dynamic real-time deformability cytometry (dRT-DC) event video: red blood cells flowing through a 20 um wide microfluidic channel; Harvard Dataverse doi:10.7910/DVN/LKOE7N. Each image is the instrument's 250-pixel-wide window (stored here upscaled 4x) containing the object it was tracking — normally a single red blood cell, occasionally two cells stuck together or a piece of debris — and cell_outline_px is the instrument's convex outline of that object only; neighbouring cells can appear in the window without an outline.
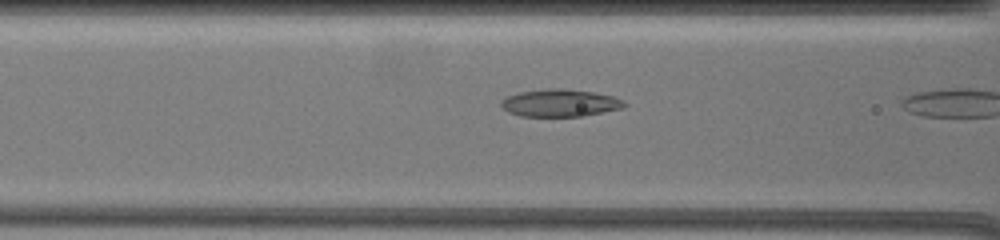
{"species": "common noctule bat (a hibernating species)", "species_latin": "Nyctalus noctula", "temperature_condition": "warm", "stored_images_in_passage": 11, "camera_frame_rate_fps": 3000, "um_per_image_px": 0.085, "animal": {"sex": "female", "body_mass_g": 19.5, "forearm_length_mm": 54.1}, "frame": {"image": 1, "passage_image": 10, "time_ms": 3.0, "image_size_px": [1000, 240], "cell_outline_px": [[628, 104], [624, 108], [584, 116], [520, 116], [508, 112], [500, 104], [500, 100], [508, 96], [520, 92], [548, 88], [564, 88], [592, 92], [612, 96], [624, 100]], "centroid_in_image_um": [47.62, 8.75], "position_along_channel_um": 119.0, "area_um2": 19.77}}